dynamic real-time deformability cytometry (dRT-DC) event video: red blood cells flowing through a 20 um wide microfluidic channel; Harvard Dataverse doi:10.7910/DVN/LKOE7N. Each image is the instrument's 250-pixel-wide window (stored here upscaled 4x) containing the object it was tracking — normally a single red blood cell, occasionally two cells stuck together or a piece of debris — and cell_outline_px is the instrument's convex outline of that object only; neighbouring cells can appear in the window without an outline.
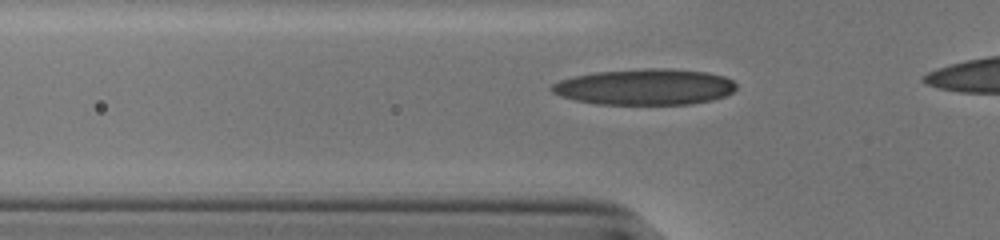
{"species": "human", "species_latin": "Homo sapiens", "temperature_condition": "cold", "stored_images_in_passage": 31, "camera_frame_rate_fps": 3000, "um_per_image_px": 0.085, "donor": {"sex": "male"}, "frame": {"image": 1, "passage_image": 5, "time_ms": 1.333, "image_size_px": [1000, 240], "cell_outline_px": [[736, 88], [732, 92], [724, 96], [712, 100], [692, 104], [596, 104], [576, 100], [560, 96], [552, 92], [548, 88], [552, 84], [560, 80], [572, 76], [596, 72], [644, 68], [668, 68], [704, 72], [724, 76], [732, 80], [736, 84]], "centroid_in_image_um": [54.79, 7.38], "position_along_channel_um": 71.0, "area_um2": 38.84}}
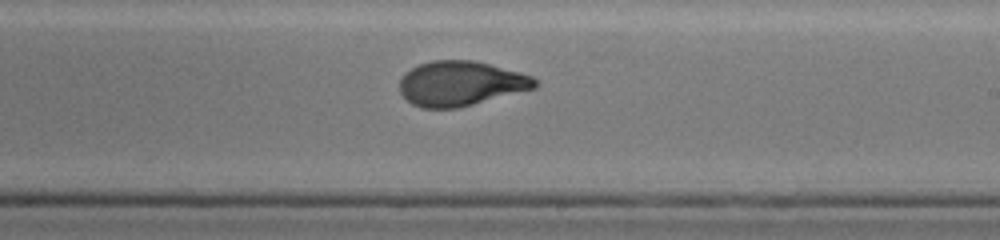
{"frame": {"image": 2, "passage_image": 19, "time_ms": 6.0, "image_size_px": [1000, 240], "cell_outline_px": [[536, 88], [456, 108], [420, 108], [412, 104], [400, 92], [400, 80], [412, 68], [420, 64], [432, 60], [472, 60], [520, 72], [532, 76], [536, 80]], "centroid_in_image_um": [39.16, 7.1], "position_along_channel_um": 249.8, "area_um2": 34.85}}
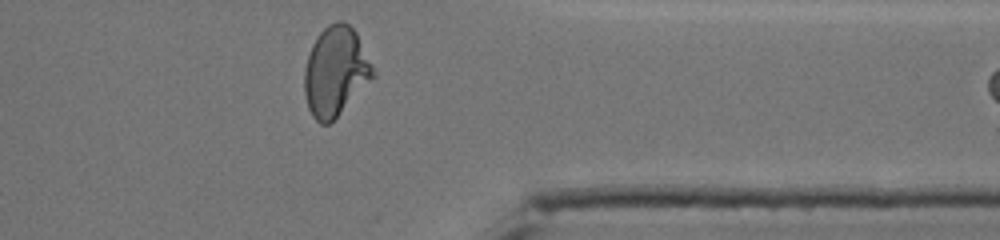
{"frame": {"image": 3, "passage_image": 30, "time_ms": 9.667, "image_size_px": [1000, 240], "cell_outline_px": [[376, 76], [328, 124], [320, 124], [312, 116], [308, 108], [304, 92], [304, 68], [308, 52], [316, 36], [328, 24], [336, 20], [340, 20], [348, 24], [356, 32], [376, 72]], "centroid_in_image_um": [28.51, 6.04], "position_along_channel_um": 382.9, "area_um2": 35.78}}